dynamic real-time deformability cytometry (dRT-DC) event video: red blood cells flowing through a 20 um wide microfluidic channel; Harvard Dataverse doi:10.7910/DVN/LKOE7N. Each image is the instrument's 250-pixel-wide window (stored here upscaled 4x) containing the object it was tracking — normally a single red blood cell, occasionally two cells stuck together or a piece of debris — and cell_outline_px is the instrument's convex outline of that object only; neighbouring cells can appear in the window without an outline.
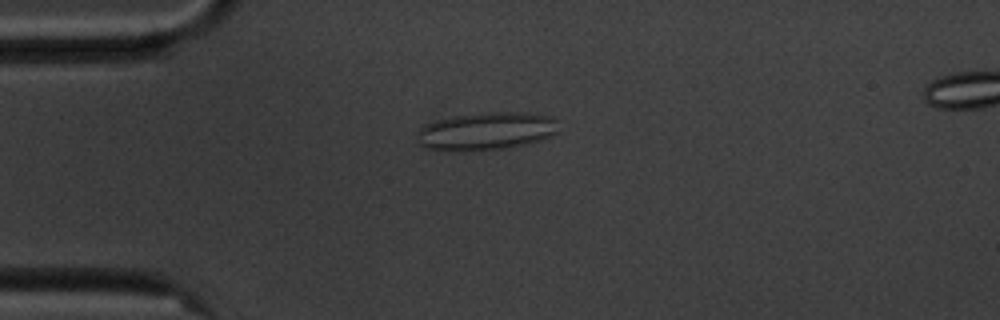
{"species": "common noctule bat (a hibernating species)", "species_latin": "Nyctalus noctula", "temperature_condition": "cold", "stored_images_in_passage": 54, "camera_frame_rate_fps": 3000, "um_per_image_px": 0.085, "animal": {"sex": "male", "body_mass_g": 20.1, "forearm_length_mm": 53.5}, "frame": {"image": 1, "passage_image": 12, "time_ms": 3.667, "image_size_px": [1000, 320], "cell_outline_px": [[556, 132], [548, 136], [524, 144], [508, 148], [464, 152], [444, 152], [424, 148], [416, 144], [416, 132], [424, 124], [456, 116], [488, 112], [520, 112], [552, 116], [556, 120]], "centroid_in_image_um": [41.2, 11.18], "position_along_channel_um": 43.8, "area_um2": 31.5}}
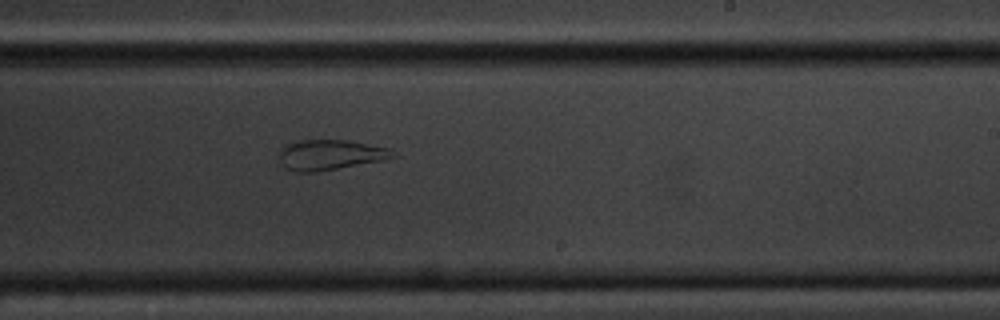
{"frame": {"image": 2, "passage_image": 32, "time_ms": 10.333, "image_size_px": [1000, 320], "cell_outline_px": [[400, 156], [384, 160], [316, 172], [296, 172], [288, 168], [284, 164], [280, 156], [280, 152], [284, 144], [300, 140], [348, 140], [388, 148], [396, 152]], "centroid_in_image_um": [28.13, 13.15], "position_along_channel_um": 260.9, "area_um2": 19.94}}
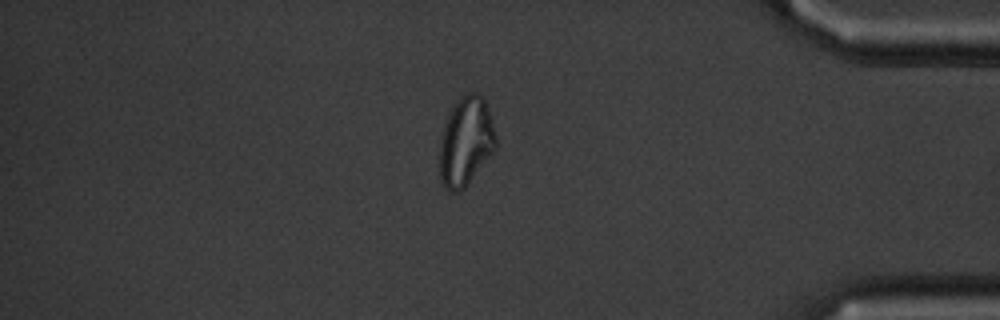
{"frame": {"image": 3, "passage_image": 46, "time_ms": 15.0, "image_size_px": [1000, 320], "cell_outline_px": [[496, 148], [464, 188], [460, 192], [452, 192], [444, 188], [440, 180], [440, 144], [444, 128], [448, 116], [456, 100], [460, 96], [468, 92], [476, 92], [484, 96], [488, 108], [496, 136]], "centroid_in_image_um": [39.6, 12.01], "position_along_channel_um": 395.6, "area_um2": 29.02}}